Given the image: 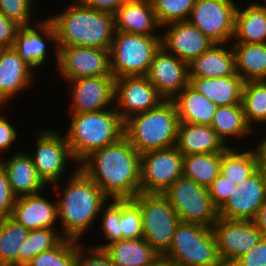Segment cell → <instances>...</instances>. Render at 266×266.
Masks as SVG:
<instances>
[{"label":"cell","instance_id":"6da1fadb","mask_svg":"<svg viewBox=\"0 0 266 266\" xmlns=\"http://www.w3.org/2000/svg\"><path fill=\"white\" fill-rule=\"evenodd\" d=\"M78 166L112 199H132L140 193L141 154L122 137L95 150Z\"/></svg>","mask_w":266,"mask_h":266},{"label":"cell","instance_id":"7a4b0ae2","mask_svg":"<svg viewBox=\"0 0 266 266\" xmlns=\"http://www.w3.org/2000/svg\"><path fill=\"white\" fill-rule=\"evenodd\" d=\"M66 186L53 184L57 193L62 195L57 201L58 221L62 235L67 239L81 240L84 233L92 229L102 206L110 200L102 190L77 166Z\"/></svg>","mask_w":266,"mask_h":266},{"label":"cell","instance_id":"3957f363","mask_svg":"<svg viewBox=\"0 0 266 266\" xmlns=\"http://www.w3.org/2000/svg\"><path fill=\"white\" fill-rule=\"evenodd\" d=\"M63 12L47 19L52 23L57 46L110 49L114 33V14L97 11L83 2L69 4Z\"/></svg>","mask_w":266,"mask_h":266},{"label":"cell","instance_id":"277c9868","mask_svg":"<svg viewBox=\"0 0 266 266\" xmlns=\"http://www.w3.org/2000/svg\"><path fill=\"white\" fill-rule=\"evenodd\" d=\"M65 137L77 164L97 149L112 145L124 137V121L112 108L72 114Z\"/></svg>","mask_w":266,"mask_h":266},{"label":"cell","instance_id":"5b68a950","mask_svg":"<svg viewBox=\"0 0 266 266\" xmlns=\"http://www.w3.org/2000/svg\"><path fill=\"white\" fill-rule=\"evenodd\" d=\"M179 116L172 100L130 116L124 121V137L139 154L165 149L177 143Z\"/></svg>","mask_w":266,"mask_h":266},{"label":"cell","instance_id":"8992f818","mask_svg":"<svg viewBox=\"0 0 266 266\" xmlns=\"http://www.w3.org/2000/svg\"><path fill=\"white\" fill-rule=\"evenodd\" d=\"M162 259L178 266H225L212 231L201 224L180 221Z\"/></svg>","mask_w":266,"mask_h":266},{"label":"cell","instance_id":"52a82bcc","mask_svg":"<svg viewBox=\"0 0 266 266\" xmlns=\"http://www.w3.org/2000/svg\"><path fill=\"white\" fill-rule=\"evenodd\" d=\"M160 47L161 36L115 31L109 49L111 74L114 78L146 76Z\"/></svg>","mask_w":266,"mask_h":266},{"label":"cell","instance_id":"ba28073f","mask_svg":"<svg viewBox=\"0 0 266 266\" xmlns=\"http://www.w3.org/2000/svg\"><path fill=\"white\" fill-rule=\"evenodd\" d=\"M180 221L197 223L211 228L220 218L219 208L209 195L208 188L181 176L163 193Z\"/></svg>","mask_w":266,"mask_h":266},{"label":"cell","instance_id":"9c48e42d","mask_svg":"<svg viewBox=\"0 0 266 266\" xmlns=\"http://www.w3.org/2000/svg\"><path fill=\"white\" fill-rule=\"evenodd\" d=\"M133 199L139 204L143 238L162 256L171 245L179 217L163 194L139 193Z\"/></svg>","mask_w":266,"mask_h":266},{"label":"cell","instance_id":"30bf717a","mask_svg":"<svg viewBox=\"0 0 266 266\" xmlns=\"http://www.w3.org/2000/svg\"><path fill=\"white\" fill-rule=\"evenodd\" d=\"M234 0H196L188 21L214 43L227 44L233 38Z\"/></svg>","mask_w":266,"mask_h":266},{"label":"cell","instance_id":"8fae6325","mask_svg":"<svg viewBox=\"0 0 266 266\" xmlns=\"http://www.w3.org/2000/svg\"><path fill=\"white\" fill-rule=\"evenodd\" d=\"M183 155L177 146L141 154L140 193L162 194L183 176Z\"/></svg>","mask_w":266,"mask_h":266},{"label":"cell","instance_id":"7c38bea8","mask_svg":"<svg viewBox=\"0 0 266 266\" xmlns=\"http://www.w3.org/2000/svg\"><path fill=\"white\" fill-rule=\"evenodd\" d=\"M217 242V251L225 266L232 265L262 239L252 220L219 218L211 227Z\"/></svg>","mask_w":266,"mask_h":266},{"label":"cell","instance_id":"4fadbf2b","mask_svg":"<svg viewBox=\"0 0 266 266\" xmlns=\"http://www.w3.org/2000/svg\"><path fill=\"white\" fill-rule=\"evenodd\" d=\"M57 47L56 69L66 81L83 77L113 76L110 71L109 49L77 46Z\"/></svg>","mask_w":266,"mask_h":266},{"label":"cell","instance_id":"5bb4252c","mask_svg":"<svg viewBox=\"0 0 266 266\" xmlns=\"http://www.w3.org/2000/svg\"><path fill=\"white\" fill-rule=\"evenodd\" d=\"M63 135L54 129L41 130L37 134L36 152L30 155L39 177L48 186L60 182L61 176L65 174L67 162H75L65 134Z\"/></svg>","mask_w":266,"mask_h":266},{"label":"cell","instance_id":"9a60e30c","mask_svg":"<svg viewBox=\"0 0 266 266\" xmlns=\"http://www.w3.org/2000/svg\"><path fill=\"white\" fill-rule=\"evenodd\" d=\"M165 99L146 76L115 78V110L123 121L130 116L157 107Z\"/></svg>","mask_w":266,"mask_h":266},{"label":"cell","instance_id":"2e32d148","mask_svg":"<svg viewBox=\"0 0 266 266\" xmlns=\"http://www.w3.org/2000/svg\"><path fill=\"white\" fill-rule=\"evenodd\" d=\"M146 77L165 100H172L189 84L188 63L161 46L154 54Z\"/></svg>","mask_w":266,"mask_h":266},{"label":"cell","instance_id":"e0dca14e","mask_svg":"<svg viewBox=\"0 0 266 266\" xmlns=\"http://www.w3.org/2000/svg\"><path fill=\"white\" fill-rule=\"evenodd\" d=\"M236 187L219 208V216L229 220H252L266 202V176L257 169Z\"/></svg>","mask_w":266,"mask_h":266},{"label":"cell","instance_id":"ac0fdd59","mask_svg":"<svg viewBox=\"0 0 266 266\" xmlns=\"http://www.w3.org/2000/svg\"><path fill=\"white\" fill-rule=\"evenodd\" d=\"M68 84L72 88L71 114L106 110L114 104V76L83 77L68 81Z\"/></svg>","mask_w":266,"mask_h":266},{"label":"cell","instance_id":"d6986e66","mask_svg":"<svg viewBox=\"0 0 266 266\" xmlns=\"http://www.w3.org/2000/svg\"><path fill=\"white\" fill-rule=\"evenodd\" d=\"M161 34V46L186 63L207 51L215 43L189 21L167 24Z\"/></svg>","mask_w":266,"mask_h":266},{"label":"cell","instance_id":"ffe728a7","mask_svg":"<svg viewBox=\"0 0 266 266\" xmlns=\"http://www.w3.org/2000/svg\"><path fill=\"white\" fill-rule=\"evenodd\" d=\"M41 21V22H40ZM38 21L36 25L20 27L13 48L18 52V55L33 69L44 64L47 59V41L55 43V55L58 62V47L56 32L52 23L46 18ZM37 29V30H36ZM45 38V39H44Z\"/></svg>","mask_w":266,"mask_h":266},{"label":"cell","instance_id":"44dd1931","mask_svg":"<svg viewBox=\"0 0 266 266\" xmlns=\"http://www.w3.org/2000/svg\"><path fill=\"white\" fill-rule=\"evenodd\" d=\"M34 69L27 64L13 47L0 51V103L10 102L15 95L33 83ZM19 92V93H18Z\"/></svg>","mask_w":266,"mask_h":266},{"label":"cell","instance_id":"7402d4cb","mask_svg":"<svg viewBox=\"0 0 266 266\" xmlns=\"http://www.w3.org/2000/svg\"><path fill=\"white\" fill-rule=\"evenodd\" d=\"M11 218L29 230L55 228L58 221L57 202H50L42 196V192L18 197Z\"/></svg>","mask_w":266,"mask_h":266},{"label":"cell","instance_id":"603a6c76","mask_svg":"<svg viewBox=\"0 0 266 266\" xmlns=\"http://www.w3.org/2000/svg\"><path fill=\"white\" fill-rule=\"evenodd\" d=\"M115 31L146 36H160L161 28L150 0H127L114 13Z\"/></svg>","mask_w":266,"mask_h":266},{"label":"cell","instance_id":"cb8c5ba5","mask_svg":"<svg viewBox=\"0 0 266 266\" xmlns=\"http://www.w3.org/2000/svg\"><path fill=\"white\" fill-rule=\"evenodd\" d=\"M9 159L1 160L0 165L6 171L12 192L18 198L37 194L47 186L39 177L30 154L20 151L12 152Z\"/></svg>","mask_w":266,"mask_h":266},{"label":"cell","instance_id":"d4e9b609","mask_svg":"<svg viewBox=\"0 0 266 266\" xmlns=\"http://www.w3.org/2000/svg\"><path fill=\"white\" fill-rule=\"evenodd\" d=\"M215 43L207 51L188 63L189 77L217 78L235 75V54L232 46Z\"/></svg>","mask_w":266,"mask_h":266},{"label":"cell","instance_id":"484cf974","mask_svg":"<svg viewBox=\"0 0 266 266\" xmlns=\"http://www.w3.org/2000/svg\"><path fill=\"white\" fill-rule=\"evenodd\" d=\"M176 146L183 156L224 152L229 147L211 126L182 122L179 123Z\"/></svg>","mask_w":266,"mask_h":266},{"label":"cell","instance_id":"4316f807","mask_svg":"<svg viewBox=\"0 0 266 266\" xmlns=\"http://www.w3.org/2000/svg\"><path fill=\"white\" fill-rule=\"evenodd\" d=\"M189 85L218 107L242 103L244 81L238 74L217 78L189 77Z\"/></svg>","mask_w":266,"mask_h":266},{"label":"cell","instance_id":"83f0119b","mask_svg":"<svg viewBox=\"0 0 266 266\" xmlns=\"http://www.w3.org/2000/svg\"><path fill=\"white\" fill-rule=\"evenodd\" d=\"M103 251L114 266H153L162 258L144 238L122 239Z\"/></svg>","mask_w":266,"mask_h":266},{"label":"cell","instance_id":"f1b7e54d","mask_svg":"<svg viewBox=\"0 0 266 266\" xmlns=\"http://www.w3.org/2000/svg\"><path fill=\"white\" fill-rule=\"evenodd\" d=\"M174 102L179 122L196 125H211L218 106L203 94L194 90L189 84L178 93Z\"/></svg>","mask_w":266,"mask_h":266},{"label":"cell","instance_id":"f546056e","mask_svg":"<svg viewBox=\"0 0 266 266\" xmlns=\"http://www.w3.org/2000/svg\"><path fill=\"white\" fill-rule=\"evenodd\" d=\"M232 39L234 43H266V4L237 7Z\"/></svg>","mask_w":266,"mask_h":266},{"label":"cell","instance_id":"4dcf8cb0","mask_svg":"<svg viewBox=\"0 0 266 266\" xmlns=\"http://www.w3.org/2000/svg\"><path fill=\"white\" fill-rule=\"evenodd\" d=\"M236 73L244 82L266 80V43H233Z\"/></svg>","mask_w":266,"mask_h":266},{"label":"cell","instance_id":"1f68e13d","mask_svg":"<svg viewBox=\"0 0 266 266\" xmlns=\"http://www.w3.org/2000/svg\"><path fill=\"white\" fill-rule=\"evenodd\" d=\"M210 126L225 144H228V137L240 140L255 133L246 123L242 103L218 107Z\"/></svg>","mask_w":266,"mask_h":266},{"label":"cell","instance_id":"d6a6232c","mask_svg":"<svg viewBox=\"0 0 266 266\" xmlns=\"http://www.w3.org/2000/svg\"><path fill=\"white\" fill-rule=\"evenodd\" d=\"M222 152L183 156V176L208 188L220 173Z\"/></svg>","mask_w":266,"mask_h":266},{"label":"cell","instance_id":"836d02e7","mask_svg":"<svg viewBox=\"0 0 266 266\" xmlns=\"http://www.w3.org/2000/svg\"><path fill=\"white\" fill-rule=\"evenodd\" d=\"M234 149L230 146L222 152L220 173L239 184L258 169L257 157L254 149L240 153Z\"/></svg>","mask_w":266,"mask_h":266},{"label":"cell","instance_id":"e575fe53","mask_svg":"<svg viewBox=\"0 0 266 266\" xmlns=\"http://www.w3.org/2000/svg\"><path fill=\"white\" fill-rule=\"evenodd\" d=\"M29 232L11 217L0 220V266H17L19 248Z\"/></svg>","mask_w":266,"mask_h":266},{"label":"cell","instance_id":"d590c367","mask_svg":"<svg viewBox=\"0 0 266 266\" xmlns=\"http://www.w3.org/2000/svg\"><path fill=\"white\" fill-rule=\"evenodd\" d=\"M55 228L30 230L18 251L17 266H26L35 256L57 247L65 237Z\"/></svg>","mask_w":266,"mask_h":266},{"label":"cell","instance_id":"8d00e7d4","mask_svg":"<svg viewBox=\"0 0 266 266\" xmlns=\"http://www.w3.org/2000/svg\"><path fill=\"white\" fill-rule=\"evenodd\" d=\"M242 105L247 125L266 123V80L244 82Z\"/></svg>","mask_w":266,"mask_h":266},{"label":"cell","instance_id":"74e56055","mask_svg":"<svg viewBox=\"0 0 266 266\" xmlns=\"http://www.w3.org/2000/svg\"><path fill=\"white\" fill-rule=\"evenodd\" d=\"M161 27L181 21H188L196 0H150Z\"/></svg>","mask_w":266,"mask_h":266},{"label":"cell","instance_id":"f35d334b","mask_svg":"<svg viewBox=\"0 0 266 266\" xmlns=\"http://www.w3.org/2000/svg\"><path fill=\"white\" fill-rule=\"evenodd\" d=\"M76 242L65 238L57 247L35 256L26 266H76Z\"/></svg>","mask_w":266,"mask_h":266},{"label":"cell","instance_id":"ab89813d","mask_svg":"<svg viewBox=\"0 0 266 266\" xmlns=\"http://www.w3.org/2000/svg\"><path fill=\"white\" fill-rule=\"evenodd\" d=\"M100 212L103 213L100 215L102 227L99 226V228L103 231L108 242L106 241L105 244L97 245L94 248L103 250L107 245L123 239L120 230L121 199H112V202L102 206Z\"/></svg>","mask_w":266,"mask_h":266},{"label":"cell","instance_id":"60d3db41","mask_svg":"<svg viewBox=\"0 0 266 266\" xmlns=\"http://www.w3.org/2000/svg\"><path fill=\"white\" fill-rule=\"evenodd\" d=\"M120 230L123 239L143 238L139 204L132 199H121Z\"/></svg>","mask_w":266,"mask_h":266},{"label":"cell","instance_id":"b9f144b4","mask_svg":"<svg viewBox=\"0 0 266 266\" xmlns=\"http://www.w3.org/2000/svg\"><path fill=\"white\" fill-rule=\"evenodd\" d=\"M33 2L34 0H0V11L21 27L31 26Z\"/></svg>","mask_w":266,"mask_h":266},{"label":"cell","instance_id":"7bdbcfd3","mask_svg":"<svg viewBox=\"0 0 266 266\" xmlns=\"http://www.w3.org/2000/svg\"><path fill=\"white\" fill-rule=\"evenodd\" d=\"M76 266H114V264L103 250L96 249L94 246L89 247V250L83 249V246L77 241Z\"/></svg>","mask_w":266,"mask_h":266},{"label":"cell","instance_id":"ee69618b","mask_svg":"<svg viewBox=\"0 0 266 266\" xmlns=\"http://www.w3.org/2000/svg\"><path fill=\"white\" fill-rule=\"evenodd\" d=\"M236 186L235 182L219 173L217 178L208 187L209 195L214 204L220 208L229 199L232 192L237 188Z\"/></svg>","mask_w":266,"mask_h":266},{"label":"cell","instance_id":"f6af8a7d","mask_svg":"<svg viewBox=\"0 0 266 266\" xmlns=\"http://www.w3.org/2000/svg\"><path fill=\"white\" fill-rule=\"evenodd\" d=\"M16 199L9 185L7 173L0 165V220L11 217Z\"/></svg>","mask_w":266,"mask_h":266},{"label":"cell","instance_id":"bcb514c9","mask_svg":"<svg viewBox=\"0 0 266 266\" xmlns=\"http://www.w3.org/2000/svg\"><path fill=\"white\" fill-rule=\"evenodd\" d=\"M233 266H266V239L262 238L250 251L240 256Z\"/></svg>","mask_w":266,"mask_h":266},{"label":"cell","instance_id":"7dc6e473","mask_svg":"<svg viewBox=\"0 0 266 266\" xmlns=\"http://www.w3.org/2000/svg\"><path fill=\"white\" fill-rule=\"evenodd\" d=\"M20 27L13 20L7 19L0 11V47H13Z\"/></svg>","mask_w":266,"mask_h":266},{"label":"cell","instance_id":"c3c4849f","mask_svg":"<svg viewBox=\"0 0 266 266\" xmlns=\"http://www.w3.org/2000/svg\"><path fill=\"white\" fill-rule=\"evenodd\" d=\"M18 137L17 130L5 115L0 114V151L6 152Z\"/></svg>","mask_w":266,"mask_h":266},{"label":"cell","instance_id":"681fc988","mask_svg":"<svg viewBox=\"0 0 266 266\" xmlns=\"http://www.w3.org/2000/svg\"><path fill=\"white\" fill-rule=\"evenodd\" d=\"M127 0H83L89 8L114 14L116 10Z\"/></svg>","mask_w":266,"mask_h":266},{"label":"cell","instance_id":"f907efd6","mask_svg":"<svg viewBox=\"0 0 266 266\" xmlns=\"http://www.w3.org/2000/svg\"><path fill=\"white\" fill-rule=\"evenodd\" d=\"M261 142L255 146V153L257 157L258 170L261 171L266 176V136L261 137Z\"/></svg>","mask_w":266,"mask_h":266},{"label":"cell","instance_id":"816d5d0a","mask_svg":"<svg viewBox=\"0 0 266 266\" xmlns=\"http://www.w3.org/2000/svg\"><path fill=\"white\" fill-rule=\"evenodd\" d=\"M252 222L260 231L262 238L266 239V202L258 209Z\"/></svg>","mask_w":266,"mask_h":266},{"label":"cell","instance_id":"f5cc1de1","mask_svg":"<svg viewBox=\"0 0 266 266\" xmlns=\"http://www.w3.org/2000/svg\"><path fill=\"white\" fill-rule=\"evenodd\" d=\"M153 266H178L177 264H174V263H171V262H168L164 259H160L155 265Z\"/></svg>","mask_w":266,"mask_h":266}]
</instances>
